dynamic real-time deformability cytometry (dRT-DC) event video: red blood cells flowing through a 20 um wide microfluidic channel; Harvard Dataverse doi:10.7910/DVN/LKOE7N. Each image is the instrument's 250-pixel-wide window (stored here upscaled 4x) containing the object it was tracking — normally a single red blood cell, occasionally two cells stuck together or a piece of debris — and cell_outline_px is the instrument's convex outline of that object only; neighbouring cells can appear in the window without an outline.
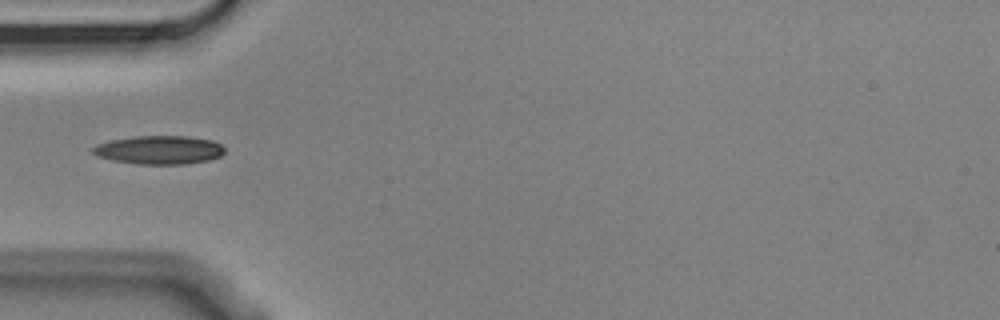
{"species": "Egyptian fruit bat (a non-hibernating species)", "species_latin": "Rousettus aegyptiacus", "temperature_condition": "cold", "stored_images_in_passage": 5, "camera_frame_rate_fps": 3000, "um_per_image_px": 0.085, "animal": {"sex": "male"}, "frame": {"image": 1, "passage_image": 5, "time_ms": 1.333, "image_size_px": [1000, 320], "cell_outline_px": [[224, 152], [220, 156], [208, 160], [184, 164], [136, 164], [112, 160], [96, 156], [92, 152], [92, 148], [96, 144], [112, 140], [136, 136], [188, 136], [212, 140], [220, 144], [224, 148]], "centroid_in_image_um": [13.52, 12.74], "position_along_channel_um": 71.5, "area_um2": 21.91}}